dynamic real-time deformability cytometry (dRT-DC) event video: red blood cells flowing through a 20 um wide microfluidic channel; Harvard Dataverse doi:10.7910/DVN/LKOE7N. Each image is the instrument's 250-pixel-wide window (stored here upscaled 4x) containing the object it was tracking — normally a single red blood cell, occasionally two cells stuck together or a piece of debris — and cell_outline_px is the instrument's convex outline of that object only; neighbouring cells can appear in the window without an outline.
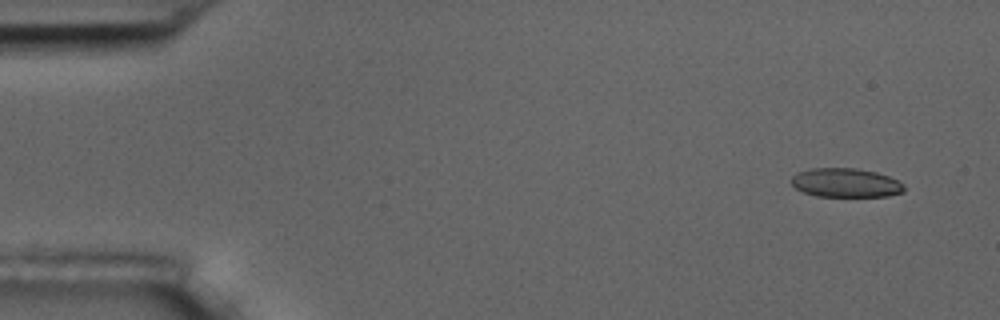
{"species": "common noctule bat (a hibernating species)", "species_latin": "Nyctalus noctula", "temperature_condition": "room temperature", "stored_images_in_passage": 9, "camera_frame_rate_fps": 3000, "um_per_image_px": 0.085, "animal": {"sex": "male", "body_mass_g": 17.5, "forearm_length_mm": 52.3}, "frame": {"image": 1, "passage_image": 2, "time_ms": 1.0, "image_size_px": [1000, 320], "cell_outline_px": [[904, 192], [888, 196], [816, 196], [804, 192], [796, 188], [792, 184], [792, 176], [796, 172], [812, 168], [856, 168], [876, 172], [900, 180], [904, 184]], "centroid_in_image_um": [71.91, 15.53], "position_along_channel_um": 13.1, "area_um2": 19.13}}
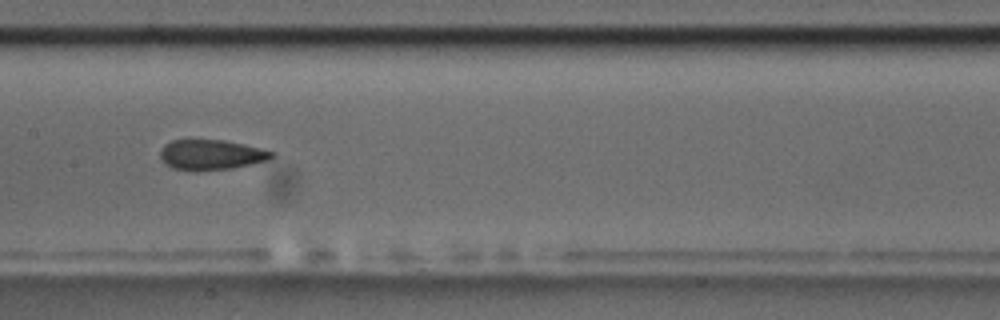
{"frame": {"image": 2, "passage_image": 9, "time_ms": 9.0, "image_size_px": [1000, 320], "cell_outline_px": [[276, 156], [268, 160], [252, 164], [232, 168], [196, 172], [172, 168], [160, 156], [160, 152], [164, 144], [172, 140], [224, 140], [244, 144], [276, 152]], "centroid_in_image_um": [17.99, 13.16], "position_along_channel_um": 189.4, "area_um2": 19.77}}